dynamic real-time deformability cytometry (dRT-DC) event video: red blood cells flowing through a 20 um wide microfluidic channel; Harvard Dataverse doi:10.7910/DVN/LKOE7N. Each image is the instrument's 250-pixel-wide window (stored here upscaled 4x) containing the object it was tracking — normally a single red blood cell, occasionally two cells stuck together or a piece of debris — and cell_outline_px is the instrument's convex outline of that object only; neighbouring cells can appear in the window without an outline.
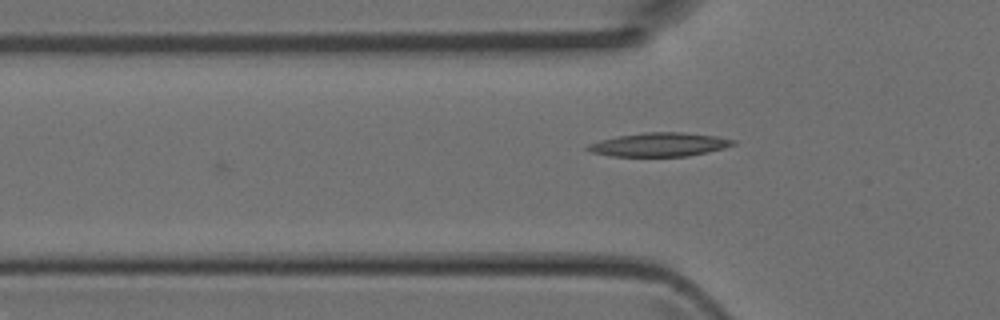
{"species": "Egyptian fruit bat (a non-hibernating species)", "species_latin": "Rousettus aegyptiacus", "temperature_condition": "room temperature", "stored_images_in_passage": 6, "camera_frame_rate_fps": 3000, "um_per_image_px": 0.085, "animal": {"sex": "female"}, "frame": {"image": 1, "passage_image": 6, "time_ms": 1.667, "image_size_px": [1000, 320], "cell_outline_px": [[736, 144], [724, 148], [688, 156], [612, 156], [592, 152], [584, 148], [588, 144], [600, 140], [620, 136], [644, 132], [684, 132], [716, 136], [736, 140]], "centroid_in_image_um": [56.06, 12.28], "position_along_channel_um": 69.7, "area_um2": 20.0}}